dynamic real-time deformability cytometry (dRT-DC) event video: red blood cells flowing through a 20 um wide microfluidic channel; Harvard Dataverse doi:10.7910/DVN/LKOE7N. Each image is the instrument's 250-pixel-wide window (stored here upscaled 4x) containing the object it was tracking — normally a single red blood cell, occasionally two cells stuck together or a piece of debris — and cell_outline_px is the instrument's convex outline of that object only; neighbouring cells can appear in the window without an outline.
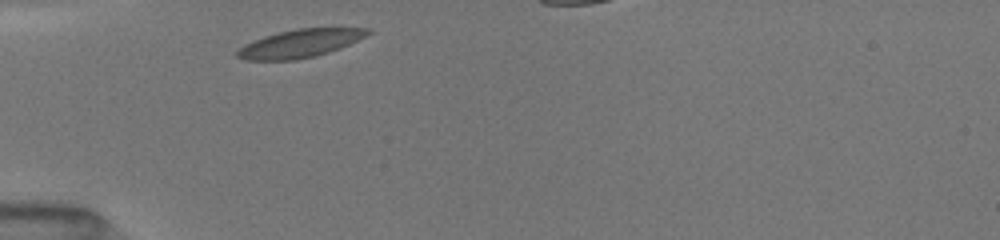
{"species": "common noctule bat (a hibernating species)", "species_latin": "Nyctalus noctula", "temperature_condition": "room temperature", "stored_images_in_passage": 15, "camera_frame_rate_fps": 3000, "um_per_image_px": 0.085, "animal": {"sex": "female", "body_mass_g": 19.5, "forearm_length_mm": 54.1}, "frame": {"image": 1, "passage_image": 1, "time_ms": 0.0, "image_size_px": [1000, 240], "cell_outline_px": [[372, 32], [340, 48], [316, 56], [296, 60], [244, 60], [236, 56], [236, 52], [244, 44], [264, 36], [296, 28], [372, 28]], "centroid_in_image_um": [25.48, 3.69], "position_along_channel_um": 59.5, "area_um2": 21.21}}
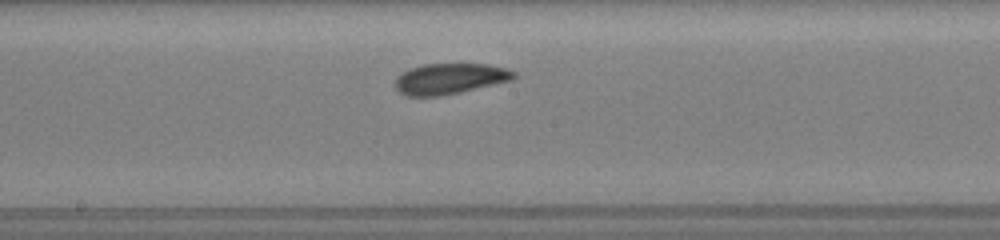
{"frame": {"image": 2, "passage_image": 9, "time_ms": 4.0, "image_size_px": [1000, 240], "cell_outline_px": [[516, 76], [512, 80], [460, 92], [440, 96], [404, 96], [396, 88], [396, 76], [412, 68], [424, 64], [488, 64], [508, 68], [516, 72]], "centroid_in_image_um": [38.26, 6.69], "position_along_channel_um": 209.9, "area_um2": 21.21}}
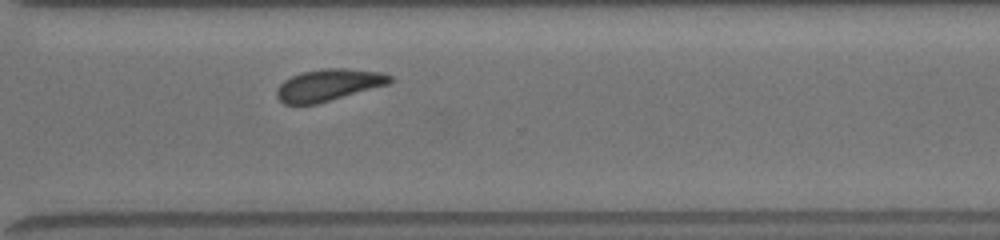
{"frame": {"image": 3, "passage_image": 15, "time_ms": 7.333, "image_size_px": [1000, 240], "cell_outline_px": [[392, 80], [388, 84], [316, 104], [284, 104], [276, 96], [276, 88], [284, 80], [292, 76], [304, 72], [324, 68], [344, 68], [380, 72], [392, 76]], "centroid_in_image_um": [27.89, 7.22], "position_along_channel_um": 342.7, "area_um2": 20.75}}